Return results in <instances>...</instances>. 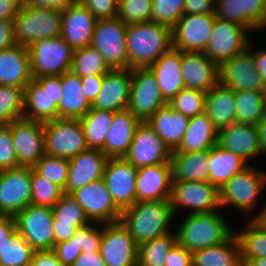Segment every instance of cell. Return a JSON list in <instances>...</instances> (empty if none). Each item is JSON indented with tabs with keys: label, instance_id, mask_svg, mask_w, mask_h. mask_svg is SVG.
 <instances>
[{
	"label": "cell",
	"instance_id": "1",
	"mask_svg": "<svg viewBox=\"0 0 266 266\" xmlns=\"http://www.w3.org/2000/svg\"><path fill=\"white\" fill-rule=\"evenodd\" d=\"M175 215L170 200L135 202L122 210L119 222L137 245L170 233Z\"/></svg>",
	"mask_w": 266,
	"mask_h": 266
},
{
	"label": "cell",
	"instance_id": "2",
	"mask_svg": "<svg viewBox=\"0 0 266 266\" xmlns=\"http://www.w3.org/2000/svg\"><path fill=\"white\" fill-rule=\"evenodd\" d=\"M172 29L156 22L128 24V68H148L172 48Z\"/></svg>",
	"mask_w": 266,
	"mask_h": 266
},
{
	"label": "cell",
	"instance_id": "3",
	"mask_svg": "<svg viewBox=\"0 0 266 266\" xmlns=\"http://www.w3.org/2000/svg\"><path fill=\"white\" fill-rule=\"evenodd\" d=\"M218 210L209 213H188L179 225L176 242L195 252L226 242L235 232Z\"/></svg>",
	"mask_w": 266,
	"mask_h": 266
},
{
	"label": "cell",
	"instance_id": "4",
	"mask_svg": "<svg viewBox=\"0 0 266 266\" xmlns=\"http://www.w3.org/2000/svg\"><path fill=\"white\" fill-rule=\"evenodd\" d=\"M61 75L33 78L24 88L23 118L45 123L58 119Z\"/></svg>",
	"mask_w": 266,
	"mask_h": 266
},
{
	"label": "cell",
	"instance_id": "5",
	"mask_svg": "<svg viewBox=\"0 0 266 266\" xmlns=\"http://www.w3.org/2000/svg\"><path fill=\"white\" fill-rule=\"evenodd\" d=\"M14 21L17 44L29 47L36 40L57 38L62 34V13L59 10L30 8L23 3Z\"/></svg>",
	"mask_w": 266,
	"mask_h": 266
},
{
	"label": "cell",
	"instance_id": "6",
	"mask_svg": "<svg viewBox=\"0 0 266 266\" xmlns=\"http://www.w3.org/2000/svg\"><path fill=\"white\" fill-rule=\"evenodd\" d=\"M266 189V172L250 164L219 189L220 207L233 206L245 214L254 210L262 190Z\"/></svg>",
	"mask_w": 266,
	"mask_h": 266
},
{
	"label": "cell",
	"instance_id": "7",
	"mask_svg": "<svg viewBox=\"0 0 266 266\" xmlns=\"http://www.w3.org/2000/svg\"><path fill=\"white\" fill-rule=\"evenodd\" d=\"M28 49L32 78L70 71L74 49L61 36L38 39Z\"/></svg>",
	"mask_w": 266,
	"mask_h": 266
},
{
	"label": "cell",
	"instance_id": "8",
	"mask_svg": "<svg viewBox=\"0 0 266 266\" xmlns=\"http://www.w3.org/2000/svg\"><path fill=\"white\" fill-rule=\"evenodd\" d=\"M43 124L46 155L71 159L88 149L79 119L58 118Z\"/></svg>",
	"mask_w": 266,
	"mask_h": 266
},
{
	"label": "cell",
	"instance_id": "9",
	"mask_svg": "<svg viewBox=\"0 0 266 266\" xmlns=\"http://www.w3.org/2000/svg\"><path fill=\"white\" fill-rule=\"evenodd\" d=\"M127 28L128 24L119 17L96 21L91 46L103 56L110 69L128 68Z\"/></svg>",
	"mask_w": 266,
	"mask_h": 266
},
{
	"label": "cell",
	"instance_id": "10",
	"mask_svg": "<svg viewBox=\"0 0 266 266\" xmlns=\"http://www.w3.org/2000/svg\"><path fill=\"white\" fill-rule=\"evenodd\" d=\"M17 232L34 250H53L52 207L30 204L14 216Z\"/></svg>",
	"mask_w": 266,
	"mask_h": 266
},
{
	"label": "cell",
	"instance_id": "11",
	"mask_svg": "<svg viewBox=\"0 0 266 266\" xmlns=\"http://www.w3.org/2000/svg\"><path fill=\"white\" fill-rule=\"evenodd\" d=\"M167 102L162 97L155 75L149 68L131 69V91L127 109L141 122H146Z\"/></svg>",
	"mask_w": 266,
	"mask_h": 266
},
{
	"label": "cell",
	"instance_id": "12",
	"mask_svg": "<svg viewBox=\"0 0 266 266\" xmlns=\"http://www.w3.org/2000/svg\"><path fill=\"white\" fill-rule=\"evenodd\" d=\"M247 31L249 32L246 27L236 22L216 17L204 53L219 67L223 62L247 49L248 44L252 42Z\"/></svg>",
	"mask_w": 266,
	"mask_h": 266
},
{
	"label": "cell",
	"instance_id": "13",
	"mask_svg": "<svg viewBox=\"0 0 266 266\" xmlns=\"http://www.w3.org/2000/svg\"><path fill=\"white\" fill-rule=\"evenodd\" d=\"M32 167L0 170V215L15 216L32 199Z\"/></svg>",
	"mask_w": 266,
	"mask_h": 266
},
{
	"label": "cell",
	"instance_id": "14",
	"mask_svg": "<svg viewBox=\"0 0 266 266\" xmlns=\"http://www.w3.org/2000/svg\"><path fill=\"white\" fill-rule=\"evenodd\" d=\"M170 201L174 215L185 208L191 210L190 214L209 213L220 208L219 189L210 182L173 181Z\"/></svg>",
	"mask_w": 266,
	"mask_h": 266
},
{
	"label": "cell",
	"instance_id": "15",
	"mask_svg": "<svg viewBox=\"0 0 266 266\" xmlns=\"http://www.w3.org/2000/svg\"><path fill=\"white\" fill-rule=\"evenodd\" d=\"M70 196L84 209L91 222H119L122 210L114 203L103 178L74 190Z\"/></svg>",
	"mask_w": 266,
	"mask_h": 266
},
{
	"label": "cell",
	"instance_id": "16",
	"mask_svg": "<svg viewBox=\"0 0 266 266\" xmlns=\"http://www.w3.org/2000/svg\"><path fill=\"white\" fill-rule=\"evenodd\" d=\"M7 126L17 154V167H33L45 155L44 124L21 118Z\"/></svg>",
	"mask_w": 266,
	"mask_h": 266
},
{
	"label": "cell",
	"instance_id": "17",
	"mask_svg": "<svg viewBox=\"0 0 266 266\" xmlns=\"http://www.w3.org/2000/svg\"><path fill=\"white\" fill-rule=\"evenodd\" d=\"M171 156L172 151L157 133L147 122H141L135 130L124 159L134 167L141 168L171 162Z\"/></svg>",
	"mask_w": 266,
	"mask_h": 266
},
{
	"label": "cell",
	"instance_id": "18",
	"mask_svg": "<svg viewBox=\"0 0 266 266\" xmlns=\"http://www.w3.org/2000/svg\"><path fill=\"white\" fill-rule=\"evenodd\" d=\"M99 251L106 266H137L138 245L120 222L102 224Z\"/></svg>",
	"mask_w": 266,
	"mask_h": 266
},
{
	"label": "cell",
	"instance_id": "19",
	"mask_svg": "<svg viewBox=\"0 0 266 266\" xmlns=\"http://www.w3.org/2000/svg\"><path fill=\"white\" fill-rule=\"evenodd\" d=\"M215 19V14H183L172 28L173 48L180 51L204 52Z\"/></svg>",
	"mask_w": 266,
	"mask_h": 266
},
{
	"label": "cell",
	"instance_id": "20",
	"mask_svg": "<svg viewBox=\"0 0 266 266\" xmlns=\"http://www.w3.org/2000/svg\"><path fill=\"white\" fill-rule=\"evenodd\" d=\"M219 83L234 91H266L265 82L256 70L253 56L247 49L219 66Z\"/></svg>",
	"mask_w": 266,
	"mask_h": 266
},
{
	"label": "cell",
	"instance_id": "21",
	"mask_svg": "<svg viewBox=\"0 0 266 266\" xmlns=\"http://www.w3.org/2000/svg\"><path fill=\"white\" fill-rule=\"evenodd\" d=\"M138 168L124 158H109L103 179L114 203L124 210L136 202Z\"/></svg>",
	"mask_w": 266,
	"mask_h": 266
},
{
	"label": "cell",
	"instance_id": "22",
	"mask_svg": "<svg viewBox=\"0 0 266 266\" xmlns=\"http://www.w3.org/2000/svg\"><path fill=\"white\" fill-rule=\"evenodd\" d=\"M131 91V69H110L103 75L101 89L91 108L117 112L127 109Z\"/></svg>",
	"mask_w": 266,
	"mask_h": 266
},
{
	"label": "cell",
	"instance_id": "23",
	"mask_svg": "<svg viewBox=\"0 0 266 266\" xmlns=\"http://www.w3.org/2000/svg\"><path fill=\"white\" fill-rule=\"evenodd\" d=\"M172 182L171 162L138 168L136 202L170 200Z\"/></svg>",
	"mask_w": 266,
	"mask_h": 266
},
{
	"label": "cell",
	"instance_id": "24",
	"mask_svg": "<svg viewBox=\"0 0 266 266\" xmlns=\"http://www.w3.org/2000/svg\"><path fill=\"white\" fill-rule=\"evenodd\" d=\"M109 158L99 149L88 148L69 159L68 180L65 194L103 178Z\"/></svg>",
	"mask_w": 266,
	"mask_h": 266
},
{
	"label": "cell",
	"instance_id": "25",
	"mask_svg": "<svg viewBox=\"0 0 266 266\" xmlns=\"http://www.w3.org/2000/svg\"><path fill=\"white\" fill-rule=\"evenodd\" d=\"M62 13L61 37L74 49L91 45L97 19L79 1Z\"/></svg>",
	"mask_w": 266,
	"mask_h": 266
},
{
	"label": "cell",
	"instance_id": "26",
	"mask_svg": "<svg viewBox=\"0 0 266 266\" xmlns=\"http://www.w3.org/2000/svg\"><path fill=\"white\" fill-rule=\"evenodd\" d=\"M215 16L236 22L249 32L262 30L266 24L265 0H216Z\"/></svg>",
	"mask_w": 266,
	"mask_h": 266
},
{
	"label": "cell",
	"instance_id": "27",
	"mask_svg": "<svg viewBox=\"0 0 266 266\" xmlns=\"http://www.w3.org/2000/svg\"><path fill=\"white\" fill-rule=\"evenodd\" d=\"M181 73L186 88L205 93L219 82V67L204 52L182 51Z\"/></svg>",
	"mask_w": 266,
	"mask_h": 266
},
{
	"label": "cell",
	"instance_id": "28",
	"mask_svg": "<svg viewBox=\"0 0 266 266\" xmlns=\"http://www.w3.org/2000/svg\"><path fill=\"white\" fill-rule=\"evenodd\" d=\"M217 145L250 160L261 154L258 130L253 124H232L218 130ZM249 160V161H248Z\"/></svg>",
	"mask_w": 266,
	"mask_h": 266
},
{
	"label": "cell",
	"instance_id": "29",
	"mask_svg": "<svg viewBox=\"0 0 266 266\" xmlns=\"http://www.w3.org/2000/svg\"><path fill=\"white\" fill-rule=\"evenodd\" d=\"M27 46L16 44L0 50V85L24 88L32 80Z\"/></svg>",
	"mask_w": 266,
	"mask_h": 266
},
{
	"label": "cell",
	"instance_id": "30",
	"mask_svg": "<svg viewBox=\"0 0 266 266\" xmlns=\"http://www.w3.org/2000/svg\"><path fill=\"white\" fill-rule=\"evenodd\" d=\"M181 60L182 51L172 47L148 67L155 75L162 97L167 103L185 88Z\"/></svg>",
	"mask_w": 266,
	"mask_h": 266
},
{
	"label": "cell",
	"instance_id": "31",
	"mask_svg": "<svg viewBox=\"0 0 266 266\" xmlns=\"http://www.w3.org/2000/svg\"><path fill=\"white\" fill-rule=\"evenodd\" d=\"M141 121L128 109L117 111L101 150L108 158H124Z\"/></svg>",
	"mask_w": 266,
	"mask_h": 266
},
{
	"label": "cell",
	"instance_id": "32",
	"mask_svg": "<svg viewBox=\"0 0 266 266\" xmlns=\"http://www.w3.org/2000/svg\"><path fill=\"white\" fill-rule=\"evenodd\" d=\"M189 119L167 104L155 112L146 122L168 148L174 151L181 144L187 131Z\"/></svg>",
	"mask_w": 266,
	"mask_h": 266
},
{
	"label": "cell",
	"instance_id": "33",
	"mask_svg": "<svg viewBox=\"0 0 266 266\" xmlns=\"http://www.w3.org/2000/svg\"><path fill=\"white\" fill-rule=\"evenodd\" d=\"M235 91L217 83L205 93L204 112L220 130L236 123Z\"/></svg>",
	"mask_w": 266,
	"mask_h": 266
},
{
	"label": "cell",
	"instance_id": "34",
	"mask_svg": "<svg viewBox=\"0 0 266 266\" xmlns=\"http://www.w3.org/2000/svg\"><path fill=\"white\" fill-rule=\"evenodd\" d=\"M62 98L58 105V118L79 119L91 109L83 93L81 78L71 71L61 75Z\"/></svg>",
	"mask_w": 266,
	"mask_h": 266
},
{
	"label": "cell",
	"instance_id": "35",
	"mask_svg": "<svg viewBox=\"0 0 266 266\" xmlns=\"http://www.w3.org/2000/svg\"><path fill=\"white\" fill-rule=\"evenodd\" d=\"M218 129L204 112L189 119L181 144L172 152H201L217 144Z\"/></svg>",
	"mask_w": 266,
	"mask_h": 266
},
{
	"label": "cell",
	"instance_id": "36",
	"mask_svg": "<svg viewBox=\"0 0 266 266\" xmlns=\"http://www.w3.org/2000/svg\"><path fill=\"white\" fill-rule=\"evenodd\" d=\"M210 150L201 152H172L173 181L209 182Z\"/></svg>",
	"mask_w": 266,
	"mask_h": 266
},
{
	"label": "cell",
	"instance_id": "37",
	"mask_svg": "<svg viewBox=\"0 0 266 266\" xmlns=\"http://www.w3.org/2000/svg\"><path fill=\"white\" fill-rule=\"evenodd\" d=\"M192 266H243L235 233L226 242L192 252Z\"/></svg>",
	"mask_w": 266,
	"mask_h": 266
},
{
	"label": "cell",
	"instance_id": "38",
	"mask_svg": "<svg viewBox=\"0 0 266 266\" xmlns=\"http://www.w3.org/2000/svg\"><path fill=\"white\" fill-rule=\"evenodd\" d=\"M208 166L209 182L220 189L230 178L242 172L249 164L239 155L216 144L210 149Z\"/></svg>",
	"mask_w": 266,
	"mask_h": 266
},
{
	"label": "cell",
	"instance_id": "39",
	"mask_svg": "<svg viewBox=\"0 0 266 266\" xmlns=\"http://www.w3.org/2000/svg\"><path fill=\"white\" fill-rule=\"evenodd\" d=\"M115 112L91 108L79 118L88 148L102 150Z\"/></svg>",
	"mask_w": 266,
	"mask_h": 266
},
{
	"label": "cell",
	"instance_id": "40",
	"mask_svg": "<svg viewBox=\"0 0 266 266\" xmlns=\"http://www.w3.org/2000/svg\"><path fill=\"white\" fill-rule=\"evenodd\" d=\"M236 123L253 124L266 114V91H235Z\"/></svg>",
	"mask_w": 266,
	"mask_h": 266
},
{
	"label": "cell",
	"instance_id": "41",
	"mask_svg": "<svg viewBox=\"0 0 266 266\" xmlns=\"http://www.w3.org/2000/svg\"><path fill=\"white\" fill-rule=\"evenodd\" d=\"M244 227L242 231H235L241 247L242 262L266 258V231L252 218Z\"/></svg>",
	"mask_w": 266,
	"mask_h": 266
},
{
	"label": "cell",
	"instance_id": "42",
	"mask_svg": "<svg viewBox=\"0 0 266 266\" xmlns=\"http://www.w3.org/2000/svg\"><path fill=\"white\" fill-rule=\"evenodd\" d=\"M176 243V233L170 232L138 246L137 266H165L166 257Z\"/></svg>",
	"mask_w": 266,
	"mask_h": 266
},
{
	"label": "cell",
	"instance_id": "43",
	"mask_svg": "<svg viewBox=\"0 0 266 266\" xmlns=\"http://www.w3.org/2000/svg\"><path fill=\"white\" fill-rule=\"evenodd\" d=\"M109 70L103 56L93 46L74 50L70 71L80 78L88 75L103 76Z\"/></svg>",
	"mask_w": 266,
	"mask_h": 266
},
{
	"label": "cell",
	"instance_id": "44",
	"mask_svg": "<svg viewBox=\"0 0 266 266\" xmlns=\"http://www.w3.org/2000/svg\"><path fill=\"white\" fill-rule=\"evenodd\" d=\"M23 101L22 88L0 85V125L23 118Z\"/></svg>",
	"mask_w": 266,
	"mask_h": 266
},
{
	"label": "cell",
	"instance_id": "45",
	"mask_svg": "<svg viewBox=\"0 0 266 266\" xmlns=\"http://www.w3.org/2000/svg\"><path fill=\"white\" fill-rule=\"evenodd\" d=\"M35 250L16 232L0 253V266H30Z\"/></svg>",
	"mask_w": 266,
	"mask_h": 266
},
{
	"label": "cell",
	"instance_id": "46",
	"mask_svg": "<svg viewBox=\"0 0 266 266\" xmlns=\"http://www.w3.org/2000/svg\"><path fill=\"white\" fill-rule=\"evenodd\" d=\"M53 222L73 224L76 228L91 223L84 209L69 194H63L52 206Z\"/></svg>",
	"mask_w": 266,
	"mask_h": 266
},
{
	"label": "cell",
	"instance_id": "47",
	"mask_svg": "<svg viewBox=\"0 0 266 266\" xmlns=\"http://www.w3.org/2000/svg\"><path fill=\"white\" fill-rule=\"evenodd\" d=\"M33 170L63 191L66 189L69 170V159L44 155L33 167Z\"/></svg>",
	"mask_w": 266,
	"mask_h": 266
},
{
	"label": "cell",
	"instance_id": "48",
	"mask_svg": "<svg viewBox=\"0 0 266 266\" xmlns=\"http://www.w3.org/2000/svg\"><path fill=\"white\" fill-rule=\"evenodd\" d=\"M167 104L176 112L182 113L189 118L195 117L204 113L205 92L185 87Z\"/></svg>",
	"mask_w": 266,
	"mask_h": 266
},
{
	"label": "cell",
	"instance_id": "49",
	"mask_svg": "<svg viewBox=\"0 0 266 266\" xmlns=\"http://www.w3.org/2000/svg\"><path fill=\"white\" fill-rule=\"evenodd\" d=\"M31 204L52 207L64 194L63 190L47 178L37 174L32 168Z\"/></svg>",
	"mask_w": 266,
	"mask_h": 266
},
{
	"label": "cell",
	"instance_id": "50",
	"mask_svg": "<svg viewBox=\"0 0 266 266\" xmlns=\"http://www.w3.org/2000/svg\"><path fill=\"white\" fill-rule=\"evenodd\" d=\"M153 0H119L118 15L124 23L152 21Z\"/></svg>",
	"mask_w": 266,
	"mask_h": 266
},
{
	"label": "cell",
	"instance_id": "51",
	"mask_svg": "<svg viewBox=\"0 0 266 266\" xmlns=\"http://www.w3.org/2000/svg\"><path fill=\"white\" fill-rule=\"evenodd\" d=\"M184 2L185 0H153L152 22L172 29L184 14Z\"/></svg>",
	"mask_w": 266,
	"mask_h": 266
},
{
	"label": "cell",
	"instance_id": "52",
	"mask_svg": "<svg viewBox=\"0 0 266 266\" xmlns=\"http://www.w3.org/2000/svg\"><path fill=\"white\" fill-rule=\"evenodd\" d=\"M97 224L92 226L91 224ZM76 238V244L78 248L82 249V252H97L100 250L102 240V224L91 222L86 226L77 228L76 232L72 236Z\"/></svg>",
	"mask_w": 266,
	"mask_h": 266
},
{
	"label": "cell",
	"instance_id": "53",
	"mask_svg": "<svg viewBox=\"0 0 266 266\" xmlns=\"http://www.w3.org/2000/svg\"><path fill=\"white\" fill-rule=\"evenodd\" d=\"M17 168V154L10 128L0 125V170Z\"/></svg>",
	"mask_w": 266,
	"mask_h": 266
},
{
	"label": "cell",
	"instance_id": "54",
	"mask_svg": "<svg viewBox=\"0 0 266 266\" xmlns=\"http://www.w3.org/2000/svg\"><path fill=\"white\" fill-rule=\"evenodd\" d=\"M97 20L111 19L118 15L119 0H78Z\"/></svg>",
	"mask_w": 266,
	"mask_h": 266
},
{
	"label": "cell",
	"instance_id": "55",
	"mask_svg": "<svg viewBox=\"0 0 266 266\" xmlns=\"http://www.w3.org/2000/svg\"><path fill=\"white\" fill-rule=\"evenodd\" d=\"M53 251L64 266H72L76 258L82 253V249L78 248L76 244V238L73 237L56 243Z\"/></svg>",
	"mask_w": 266,
	"mask_h": 266
},
{
	"label": "cell",
	"instance_id": "56",
	"mask_svg": "<svg viewBox=\"0 0 266 266\" xmlns=\"http://www.w3.org/2000/svg\"><path fill=\"white\" fill-rule=\"evenodd\" d=\"M165 262V266H192V252L176 242L169 250Z\"/></svg>",
	"mask_w": 266,
	"mask_h": 266
},
{
	"label": "cell",
	"instance_id": "57",
	"mask_svg": "<svg viewBox=\"0 0 266 266\" xmlns=\"http://www.w3.org/2000/svg\"><path fill=\"white\" fill-rule=\"evenodd\" d=\"M216 0H185L184 14H215Z\"/></svg>",
	"mask_w": 266,
	"mask_h": 266
},
{
	"label": "cell",
	"instance_id": "58",
	"mask_svg": "<svg viewBox=\"0 0 266 266\" xmlns=\"http://www.w3.org/2000/svg\"><path fill=\"white\" fill-rule=\"evenodd\" d=\"M77 1L78 0H24V4L30 8L64 11Z\"/></svg>",
	"mask_w": 266,
	"mask_h": 266
},
{
	"label": "cell",
	"instance_id": "59",
	"mask_svg": "<svg viewBox=\"0 0 266 266\" xmlns=\"http://www.w3.org/2000/svg\"><path fill=\"white\" fill-rule=\"evenodd\" d=\"M103 76L88 75L81 78L83 93L87 100L92 103L101 89Z\"/></svg>",
	"mask_w": 266,
	"mask_h": 266
},
{
	"label": "cell",
	"instance_id": "60",
	"mask_svg": "<svg viewBox=\"0 0 266 266\" xmlns=\"http://www.w3.org/2000/svg\"><path fill=\"white\" fill-rule=\"evenodd\" d=\"M30 266H64L53 250H35Z\"/></svg>",
	"mask_w": 266,
	"mask_h": 266
},
{
	"label": "cell",
	"instance_id": "61",
	"mask_svg": "<svg viewBox=\"0 0 266 266\" xmlns=\"http://www.w3.org/2000/svg\"><path fill=\"white\" fill-rule=\"evenodd\" d=\"M17 232L14 216L0 215V253L6 242Z\"/></svg>",
	"mask_w": 266,
	"mask_h": 266
},
{
	"label": "cell",
	"instance_id": "62",
	"mask_svg": "<svg viewBox=\"0 0 266 266\" xmlns=\"http://www.w3.org/2000/svg\"><path fill=\"white\" fill-rule=\"evenodd\" d=\"M13 19H0V50L16 45Z\"/></svg>",
	"mask_w": 266,
	"mask_h": 266
},
{
	"label": "cell",
	"instance_id": "63",
	"mask_svg": "<svg viewBox=\"0 0 266 266\" xmlns=\"http://www.w3.org/2000/svg\"><path fill=\"white\" fill-rule=\"evenodd\" d=\"M23 3L24 0H0V19H14Z\"/></svg>",
	"mask_w": 266,
	"mask_h": 266
},
{
	"label": "cell",
	"instance_id": "64",
	"mask_svg": "<svg viewBox=\"0 0 266 266\" xmlns=\"http://www.w3.org/2000/svg\"><path fill=\"white\" fill-rule=\"evenodd\" d=\"M72 266H106L100 251L82 252L74 261Z\"/></svg>",
	"mask_w": 266,
	"mask_h": 266
},
{
	"label": "cell",
	"instance_id": "65",
	"mask_svg": "<svg viewBox=\"0 0 266 266\" xmlns=\"http://www.w3.org/2000/svg\"><path fill=\"white\" fill-rule=\"evenodd\" d=\"M252 44L251 42L248 44L247 50L252 54L255 68L263 78L266 86V49L253 51Z\"/></svg>",
	"mask_w": 266,
	"mask_h": 266
},
{
	"label": "cell",
	"instance_id": "66",
	"mask_svg": "<svg viewBox=\"0 0 266 266\" xmlns=\"http://www.w3.org/2000/svg\"><path fill=\"white\" fill-rule=\"evenodd\" d=\"M77 228L73 224L53 222V232L55 244L61 241L69 240Z\"/></svg>",
	"mask_w": 266,
	"mask_h": 266
},
{
	"label": "cell",
	"instance_id": "67",
	"mask_svg": "<svg viewBox=\"0 0 266 266\" xmlns=\"http://www.w3.org/2000/svg\"><path fill=\"white\" fill-rule=\"evenodd\" d=\"M261 154L266 155V114L256 123Z\"/></svg>",
	"mask_w": 266,
	"mask_h": 266
},
{
	"label": "cell",
	"instance_id": "68",
	"mask_svg": "<svg viewBox=\"0 0 266 266\" xmlns=\"http://www.w3.org/2000/svg\"><path fill=\"white\" fill-rule=\"evenodd\" d=\"M262 211L258 213V215L252 217L259 226H261L265 231H266V204L264 205L263 209L261 208Z\"/></svg>",
	"mask_w": 266,
	"mask_h": 266
},
{
	"label": "cell",
	"instance_id": "69",
	"mask_svg": "<svg viewBox=\"0 0 266 266\" xmlns=\"http://www.w3.org/2000/svg\"><path fill=\"white\" fill-rule=\"evenodd\" d=\"M243 266H266V258L249 259L243 262Z\"/></svg>",
	"mask_w": 266,
	"mask_h": 266
}]
</instances>
